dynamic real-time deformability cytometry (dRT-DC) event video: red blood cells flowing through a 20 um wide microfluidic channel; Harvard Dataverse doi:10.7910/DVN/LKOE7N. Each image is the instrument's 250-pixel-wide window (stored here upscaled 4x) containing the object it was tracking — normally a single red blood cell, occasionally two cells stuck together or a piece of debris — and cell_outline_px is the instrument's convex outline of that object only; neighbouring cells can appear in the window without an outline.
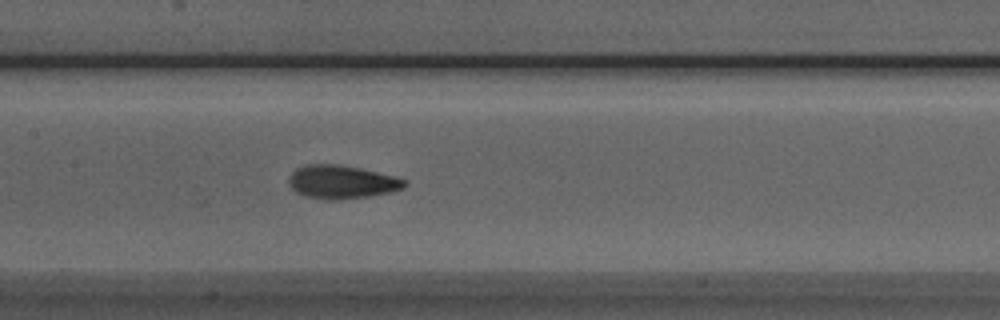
{"species": "Egyptian fruit bat (a non-hibernating species)", "species_latin": "Rousettus aegyptiacus", "temperature_condition": "room temperature", "stored_images_in_passage": 20, "camera_frame_rate_fps": 3000, "um_per_image_px": 0.085, "animal": {"sex": "male"}, "frame": {"image": 1, "passage_image": 13, "time_ms": 4.0, "image_size_px": [1000, 320], "cell_outline_px": [[408, 184], [404, 188], [392, 192], [368, 196], [340, 200], [324, 200], [304, 196], [296, 192], [292, 188], [288, 180], [288, 176], [296, 168], [304, 164], [340, 164], [360, 168], [396, 176], [404, 180]], "centroid_in_image_um": [29.03, 15.47], "position_along_channel_um": 178.4, "area_um2": 22.83}}